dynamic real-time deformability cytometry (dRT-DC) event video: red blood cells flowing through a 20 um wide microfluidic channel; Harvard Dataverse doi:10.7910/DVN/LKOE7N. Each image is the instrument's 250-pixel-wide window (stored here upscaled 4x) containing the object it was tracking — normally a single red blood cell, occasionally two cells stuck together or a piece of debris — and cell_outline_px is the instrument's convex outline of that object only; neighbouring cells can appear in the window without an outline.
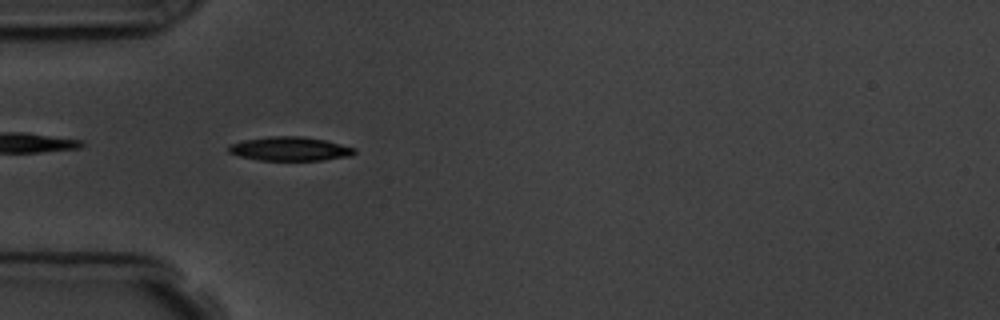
{"species": "common noctule bat (a hibernating species)", "species_latin": "Nyctalus noctula", "temperature_condition": "room temperature", "stored_images_in_passage": 7, "camera_frame_rate_fps": 3000, "um_per_image_px": 0.085, "animal": {"sex": "male", "body_mass_g": 19.5, "forearm_length_mm": 54.6}, "frame": {"image": 1, "passage_image": 6, "time_ms": 5.667, "image_size_px": [1000, 320], "cell_outline_px": [[356, 152], [352, 156], [324, 160], [260, 160], [240, 156], [228, 152], [228, 144], [244, 140], [268, 136], [304, 136], [324, 140], [356, 148]], "centroid_in_image_um": [24.65, 12.65], "position_along_channel_um": 60.4, "area_um2": 17.63}}